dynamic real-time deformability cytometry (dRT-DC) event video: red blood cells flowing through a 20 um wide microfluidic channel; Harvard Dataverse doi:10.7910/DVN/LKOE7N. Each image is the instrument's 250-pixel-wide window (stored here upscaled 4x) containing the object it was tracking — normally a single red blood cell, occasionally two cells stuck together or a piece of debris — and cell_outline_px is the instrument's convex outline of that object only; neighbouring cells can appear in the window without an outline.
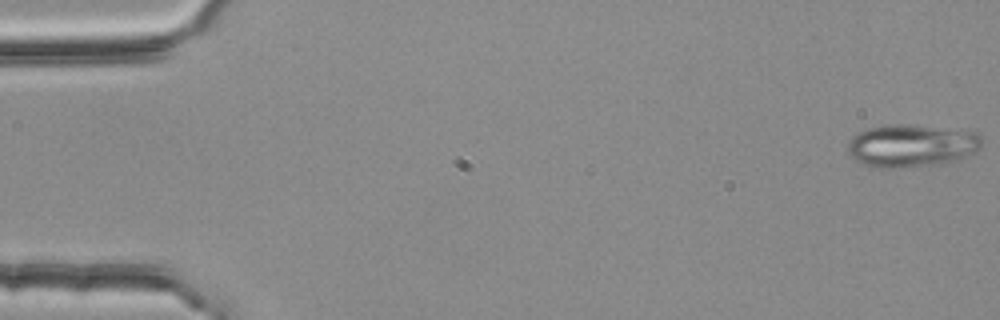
{"species": "common noctule bat (a hibernating species)", "species_latin": "Nyctalus noctula", "temperature_condition": "room temperature", "stored_images_in_passage": 16, "camera_frame_rate_fps": 3000, "um_per_image_px": 0.085, "animal": {"sex": "female", "body_mass_g": 25.1}, "frame": {"image": 1, "passage_image": 1, "time_ms": 0.0, "image_size_px": [1000, 320], "cell_outline_px": [[984, 140], [980, 148], [976, 152], [956, 160], [944, 164], [888, 168], [876, 168], [852, 160], [848, 152], [848, 140], [856, 132], [864, 128], [884, 124], [912, 124], [976, 132]], "centroid_in_image_um": [77.44, 12.37], "position_along_channel_um": 7.6, "area_um2": 34.04}}